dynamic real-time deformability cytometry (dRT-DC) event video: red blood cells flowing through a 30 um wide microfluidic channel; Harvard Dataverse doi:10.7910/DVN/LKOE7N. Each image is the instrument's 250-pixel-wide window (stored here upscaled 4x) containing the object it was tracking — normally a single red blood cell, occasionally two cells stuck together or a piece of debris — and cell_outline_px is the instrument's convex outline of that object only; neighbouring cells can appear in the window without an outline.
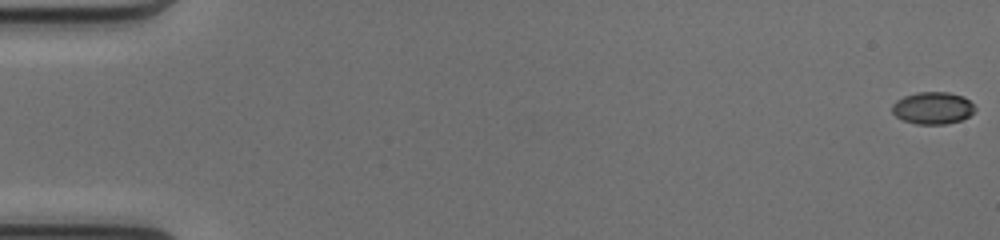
{"species": "common noctule bat (a hibernating species)", "species_latin": "Nyctalus noctula", "temperature_condition": "cold", "stored_images_in_passage": 43, "camera_frame_rate_fps": 3000, "um_per_image_px": 0.085, "animal": {"sex": "female", "body_mass_g": 17.0, "forearm_length_mm": 48.0}, "frame": {"image": 1, "passage_image": 1, "time_ms": 0.0, "image_size_px": [1000, 240], "cell_outline_px": [[976, 108], [968, 116], [960, 120], [944, 124], [916, 124], [904, 120], [896, 116], [892, 112], [892, 104], [896, 100], [904, 96], [916, 92], [948, 92], [964, 96]], "centroid_in_image_um": [79.26, 9.17], "position_along_channel_um": 5.7, "area_um2": 15.43}}
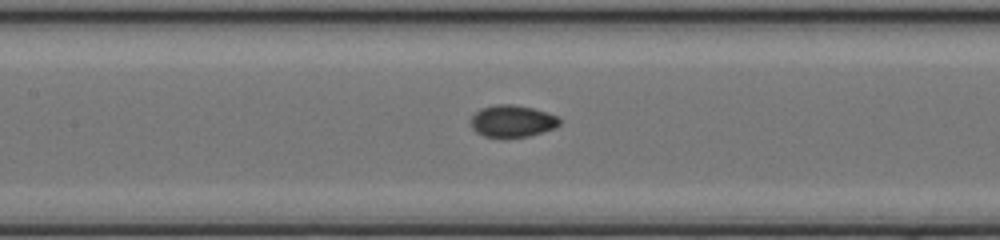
{"frame": {"image": 2, "passage_image": 25, "time_ms": 8.0, "image_size_px": [1000, 240], "cell_outline_px": [[560, 124], [556, 128], [528, 136], [484, 136], [476, 132], [472, 128], [472, 116], [480, 108], [496, 104], [512, 104], [532, 108], [560, 116]], "centroid_in_image_um": [43.58, 10.27], "position_along_channel_um": 163.8, "area_um2": 16.36}}
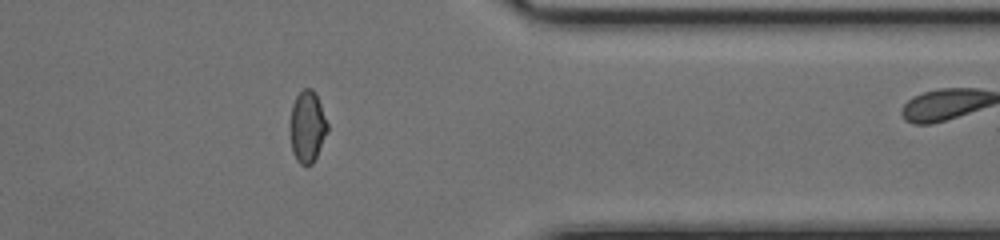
{"frame": {"image": 3, "passage_image": 42, "time_ms": 13.667, "image_size_px": [1000, 240], "cell_outline_px": [[328, 132], [312, 164], [300, 164], [296, 160], [292, 152], [292, 104], [296, 96], [304, 88], [312, 88], [316, 92], [328, 124]], "centroid_in_image_um": [26.16, 10.74], "position_along_channel_um": 385.2, "area_um2": 15.26}}